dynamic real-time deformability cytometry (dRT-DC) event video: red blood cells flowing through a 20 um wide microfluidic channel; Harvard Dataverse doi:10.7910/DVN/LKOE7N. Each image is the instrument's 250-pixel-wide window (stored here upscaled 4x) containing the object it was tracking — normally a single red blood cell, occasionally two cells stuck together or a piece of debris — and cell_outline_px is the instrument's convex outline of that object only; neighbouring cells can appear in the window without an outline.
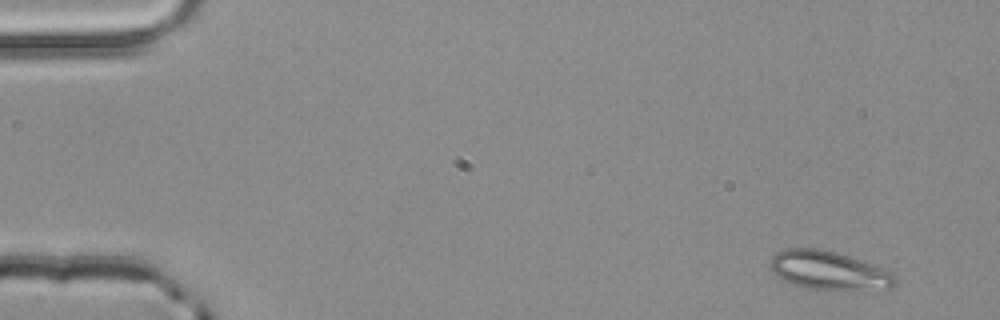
{"species": "common noctule bat (a hibernating species)", "species_latin": "Nyctalus noctula", "temperature_condition": "room temperature", "stored_images_in_passage": 3, "camera_frame_rate_fps": 3000, "um_per_image_px": 0.085, "animal": {"sex": "male", "body_mass_g": 20.4}, "frame": {"image": 1, "passage_image": 1, "time_ms": 0.0, "image_size_px": [1000, 320], "cell_outline_px": [[896, 284], [888, 288], [844, 292], [804, 288], [792, 284], [776, 276], [772, 272], [772, 256], [776, 252], [784, 248], [816, 248], [836, 252], [884, 268], [896, 276]], "centroid_in_image_um": [70.46, 23.02], "position_along_channel_um": 14.5, "area_um2": 28.61}}